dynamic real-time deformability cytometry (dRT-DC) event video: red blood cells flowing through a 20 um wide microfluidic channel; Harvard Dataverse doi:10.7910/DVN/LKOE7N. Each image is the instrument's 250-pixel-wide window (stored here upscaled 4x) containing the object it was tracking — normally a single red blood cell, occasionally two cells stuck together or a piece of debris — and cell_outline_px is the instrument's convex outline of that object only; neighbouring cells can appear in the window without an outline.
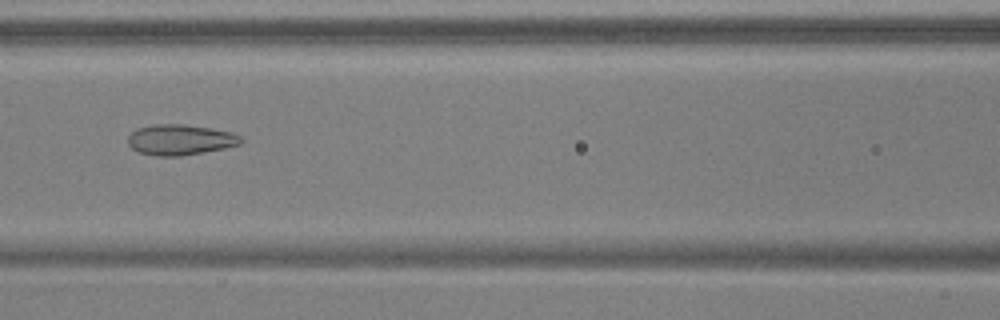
{"species": "common noctule bat (a hibernating species)", "species_latin": "Nyctalus noctula", "temperature_condition": "warm", "stored_images_in_passage": 53, "camera_frame_rate_fps": 3000, "um_per_image_px": 0.085, "animal": {"sex": "male", "body_mass_g": 17.9, "forearm_length_mm": 54.2}, "frame": {"image": 1, "passage_image": 24, "time_ms": 7.667, "image_size_px": [1000, 320], "cell_outline_px": [[244, 140], [240, 144], [224, 148], [204, 152], [180, 156], [156, 156], [140, 152], [132, 148], [128, 144], [128, 136], [136, 128], [152, 124], [184, 124], [232, 132], [240, 136]], "centroid_in_image_um": [15.3, 11.87], "position_along_channel_um": 151.3, "area_um2": 20.11}}
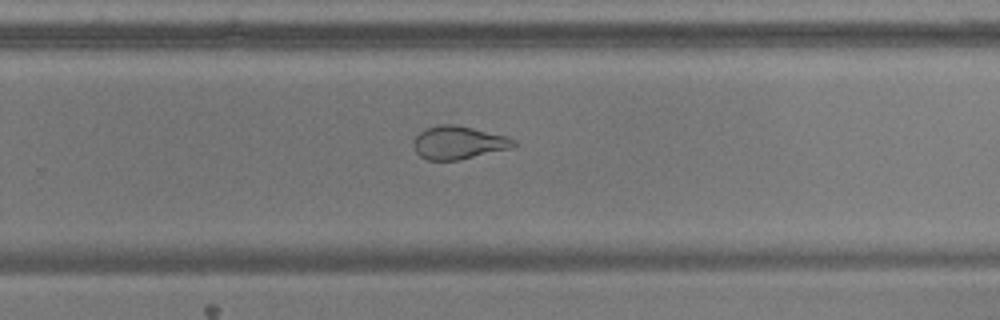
{"frame": {"image": 2, "passage_image": 35, "time_ms": 11.333, "image_size_px": [1000, 320], "cell_outline_px": [[516, 144], [512, 148], [460, 160], [428, 160], [420, 156], [416, 152], [412, 144], [416, 136], [424, 128], [440, 124], [452, 124], [472, 128], [508, 136], [516, 140]], "centroid_in_image_um": [38.97, 12.12], "position_along_channel_um": 290.8, "area_um2": 19.42}}
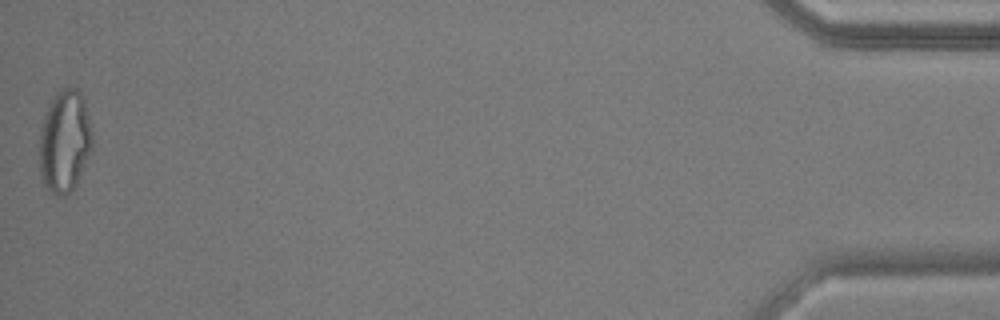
{"frame": {"image": 3, "passage_image": 53, "time_ms": 17.333, "image_size_px": [1000, 320], "cell_outline_px": [[92, 148], [76, 184], [68, 192], [60, 196], [56, 196], [44, 184], [40, 172], [40, 132], [44, 116], [56, 92], [64, 88], [76, 88], [80, 92], [84, 100], [92, 132]], "centroid_in_image_um": [5.5, 12.0], "position_along_channel_um": 429.7, "area_um2": 31.04}, "authors_computed_cell_mechanics": {"area_um2": 25.3742, "velocity_mm_per_s": 3.8172, "shape_relaxation_time_tau1_ms": 8.4909, "shape_relaxation_time_tau2_ms": 1.3194, "deformation_change_tau1": 0.2144, "deformation_change_tau2": 0.0848}}